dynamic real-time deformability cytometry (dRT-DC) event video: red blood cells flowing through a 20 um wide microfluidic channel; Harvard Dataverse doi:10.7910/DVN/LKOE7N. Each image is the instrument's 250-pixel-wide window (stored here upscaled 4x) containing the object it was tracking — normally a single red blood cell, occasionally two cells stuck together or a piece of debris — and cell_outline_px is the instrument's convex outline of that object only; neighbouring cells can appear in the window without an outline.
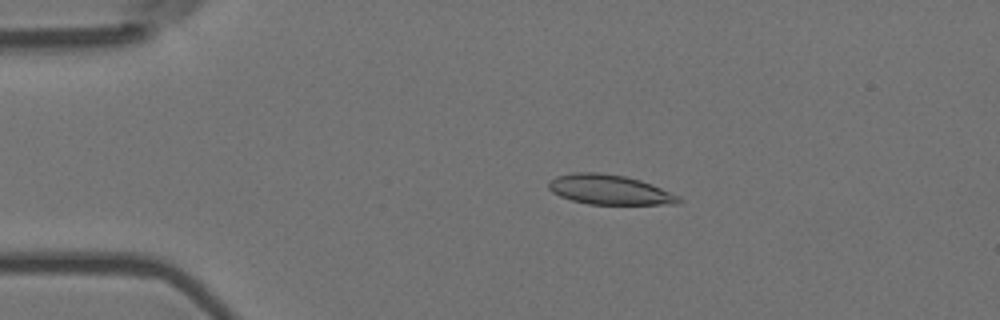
{"species": "Egyptian fruit bat (a non-hibernating species)", "species_latin": "Rousettus aegyptiacus", "temperature_condition": "room temperature", "stored_images_in_passage": 55, "camera_frame_rate_fps": 3000, "um_per_image_px": 0.085, "animal": {"sex": "female"}, "frame": {"image": 1, "passage_image": 11, "time_ms": 3.333, "image_size_px": [1000, 320], "cell_outline_px": [[684, 200], [680, 204], [588, 204], [572, 200], [560, 196], [552, 192], [548, 188], [548, 180], [556, 176], [572, 172], [596, 172], [624, 176], [640, 180], [652, 184], [680, 196]], "centroid_in_image_um": [51.81, 16.12], "position_along_channel_um": 33.2, "area_um2": 22.72}}
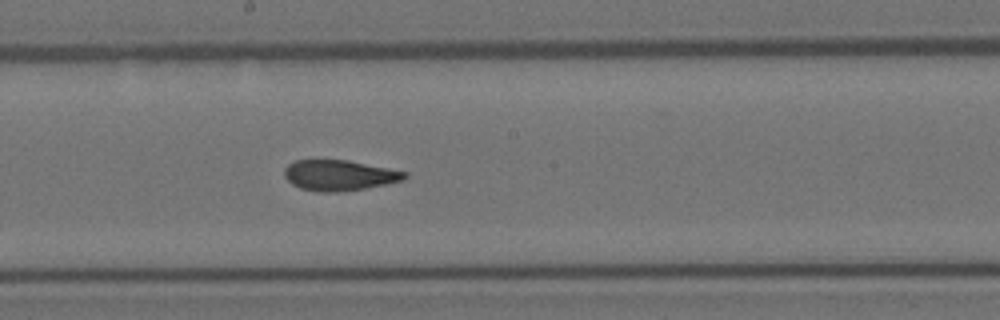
{"frame": {"image": 2, "passage_image": 30, "time_ms": 9.667, "image_size_px": [1000, 320], "cell_outline_px": [[408, 176], [404, 180], [364, 188], [336, 192], [320, 192], [300, 188], [292, 184], [284, 176], [284, 168], [288, 164], [296, 160], [348, 160], [408, 172]], "centroid_in_image_um": [28.83, 14.89], "position_along_channel_um": 219.4, "area_um2": 21.33}}
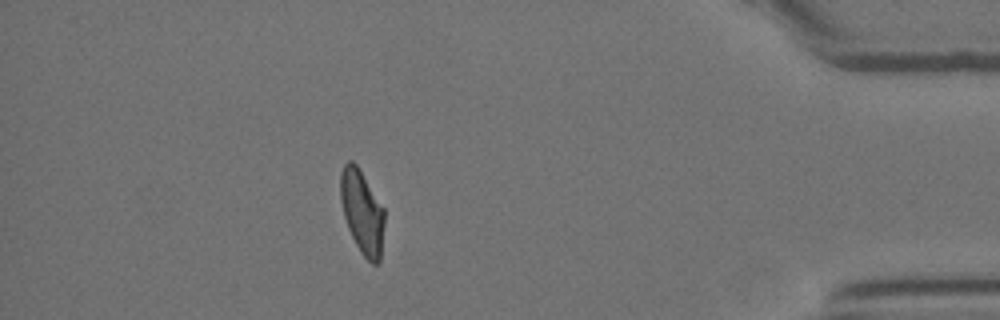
{"frame": {"image": 3, "passage_image": 49, "time_ms": 16.0, "image_size_px": [1000, 320], "cell_outline_px": [[384, 224], [380, 260], [376, 264], [372, 264], [360, 252], [348, 228], [344, 216], [340, 200], [340, 172], [344, 164], [348, 160], [352, 160], [356, 164], [384, 208]], "centroid_in_image_um": [30.77, 18.0], "position_along_channel_um": 404.4, "area_um2": 21.33}, "authors_computed_cell_mechanics": {"area_um2": 22.1374, "velocity_mm_per_s": 3.6457, "shape_relaxation_time_tau1_ms": 8.6643, "shape_relaxation_time_tau2_ms": 2.1503, "deformation_change_tau1": 0.2362, "deformation_change_tau2": 0.0715}}